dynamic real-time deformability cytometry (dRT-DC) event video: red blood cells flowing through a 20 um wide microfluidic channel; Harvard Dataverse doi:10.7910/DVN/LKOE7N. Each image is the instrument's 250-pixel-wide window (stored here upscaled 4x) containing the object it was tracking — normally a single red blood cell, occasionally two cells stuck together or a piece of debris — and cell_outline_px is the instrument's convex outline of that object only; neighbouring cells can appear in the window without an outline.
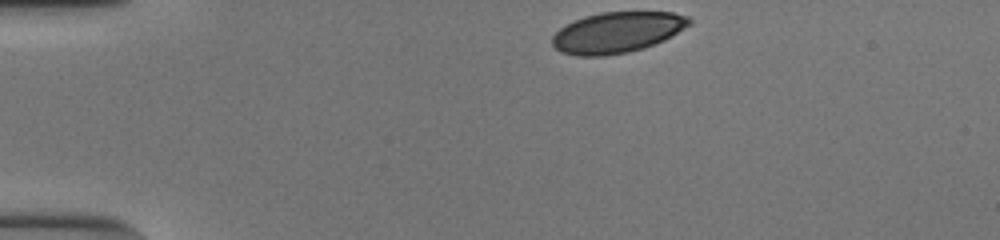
{"species": "human", "species_latin": "Homo sapiens", "temperature_condition": "cold", "stored_images_in_passage": 35, "camera_frame_rate_fps": 3000, "um_per_image_px": 0.085, "donor": {"sex": "male"}, "frame": {"image": 1, "passage_image": 1, "time_ms": 0.0, "image_size_px": [1000, 240], "cell_outline_px": [[692, 20], [688, 24], [672, 36], [664, 40], [644, 48], [628, 52], [604, 56], [580, 56], [560, 52], [552, 44], [552, 36], [560, 28], [584, 16], [600, 12], [672, 12], [688, 16]], "centroid_in_image_um": [52.45, 2.75], "position_along_channel_um": 32.6, "area_um2": 32.43}}
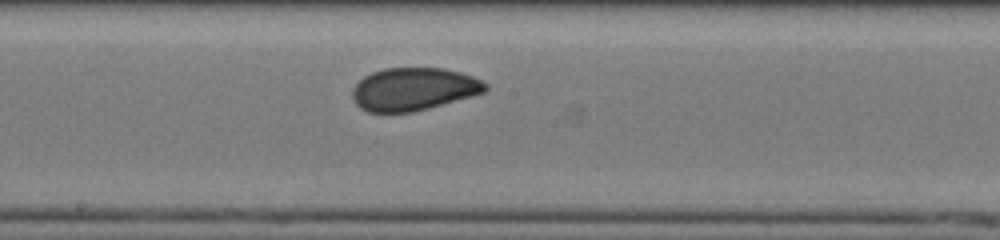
{"frame": {"image": 2, "passage_image": 20, "time_ms": 6.333, "image_size_px": [1000, 240], "cell_outline_px": [[488, 88], [484, 92], [472, 96], [428, 108], [412, 112], [368, 112], [360, 108], [352, 100], [352, 88], [364, 76], [372, 72], [384, 68], [444, 68], [460, 72], [472, 76], [488, 84]], "centroid_in_image_um": [35.13, 7.57], "position_along_channel_um": 213.1, "area_um2": 33.18}}
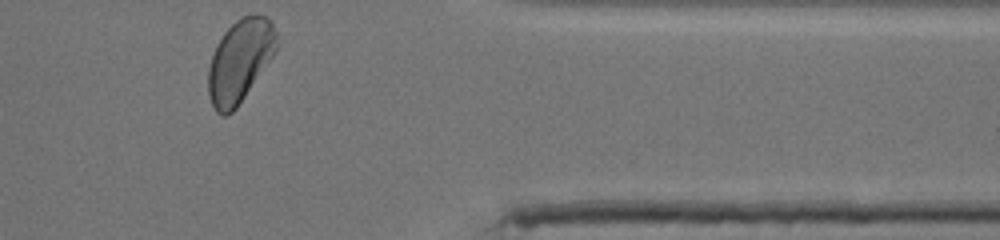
{"frame": {"image": 3, "passage_image": 35, "time_ms": 11.333, "image_size_px": [1000, 240], "cell_outline_px": [[276, 48], [272, 56], [236, 108], [232, 112], [224, 116], [216, 112], [212, 104], [208, 92], [208, 68], [216, 44], [224, 32], [236, 20], [252, 12], [260, 12], [272, 20], [276, 32]], "centroid_in_image_um": [20.38, 5.11], "position_along_channel_um": 391.0, "area_um2": 32.77}, "authors_computed_cell_mechanics": {"area_um2": 33.1772, "velocity_mm_per_s": 3.8653, "shape_relaxation_time_tau1_ms": 5.1252, "shape_relaxation_time_tau2_ms": 0.7708, "deformation_change_tau1": 0.1111, "deformation_change_tau2": 0.0365}}